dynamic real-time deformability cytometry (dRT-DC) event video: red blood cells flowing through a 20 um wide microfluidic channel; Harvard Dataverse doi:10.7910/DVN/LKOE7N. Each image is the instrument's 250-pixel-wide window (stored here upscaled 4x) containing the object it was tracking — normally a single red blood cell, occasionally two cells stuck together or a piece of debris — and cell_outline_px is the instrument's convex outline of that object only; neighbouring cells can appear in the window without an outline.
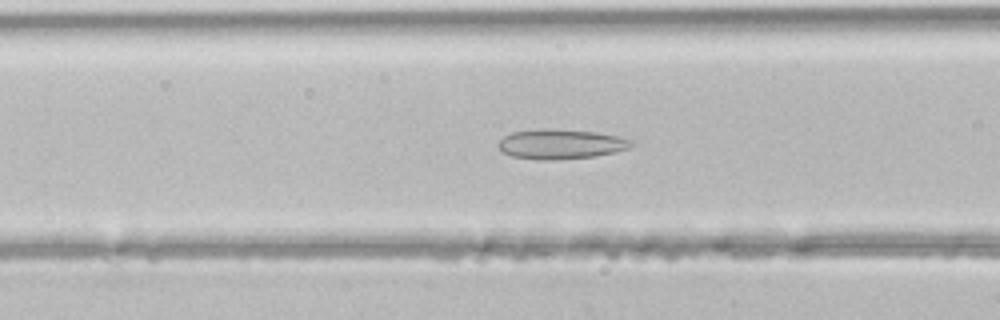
{"species": "common noctule bat (a hibernating species)", "species_latin": "Nyctalus noctula", "temperature_condition": "room temperature", "stored_images_in_passage": 43, "camera_frame_rate_fps": 3000, "um_per_image_px": 0.085, "animal": {"sex": "male", "body_mass_g": 21.5, "forearm_length_mm": 52.0}, "frame": {"image": 1, "passage_image": 15, "time_ms": 4.667, "image_size_px": [1000, 320], "cell_outline_px": [[636, 140], [628, 148], [616, 152], [592, 156], [552, 160], [536, 160], [512, 156], [496, 148], [496, 144], [504, 136], [512, 132], [596, 132]], "centroid_in_image_um": [47.68, 12.31], "position_along_channel_um": 118.9, "area_um2": 21.91}}
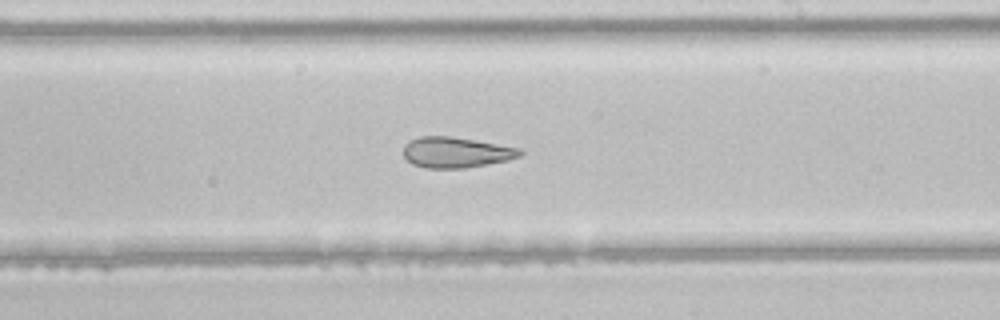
{"frame": {"image": 2, "passage_image": 24, "time_ms": 7.667, "image_size_px": [1000, 320], "cell_outline_px": [[524, 152], [520, 156], [508, 160], [464, 168], [424, 168], [412, 164], [404, 156], [404, 144], [408, 140], [420, 136], [448, 136], [524, 148]], "centroid_in_image_um": [38.77, 12.95], "position_along_channel_um": 250.2, "area_um2": 20.92}}
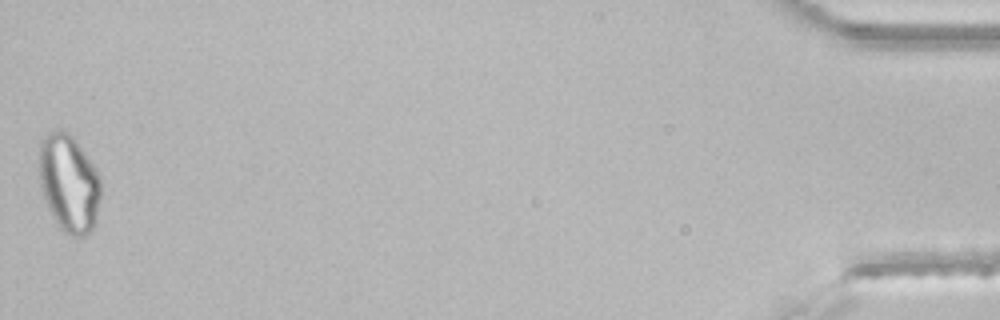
{"frame": {"image": 3, "passage_image": 43, "time_ms": 14.0, "image_size_px": [1000, 320], "cell_outline_px": [[100, 200], [96, 220], [88, 236], [72, 236], [64, 232], [60, 228], [48, 208], [40, 184], [40, 140], [48, 132], [56, 128], [68, 132], [76, 140], [96, 168], [100, 176]], "centroid_in_image_um": [5.88, 15.56], "position_along_channel_um": 429.3, "area_um2": 35.2}}